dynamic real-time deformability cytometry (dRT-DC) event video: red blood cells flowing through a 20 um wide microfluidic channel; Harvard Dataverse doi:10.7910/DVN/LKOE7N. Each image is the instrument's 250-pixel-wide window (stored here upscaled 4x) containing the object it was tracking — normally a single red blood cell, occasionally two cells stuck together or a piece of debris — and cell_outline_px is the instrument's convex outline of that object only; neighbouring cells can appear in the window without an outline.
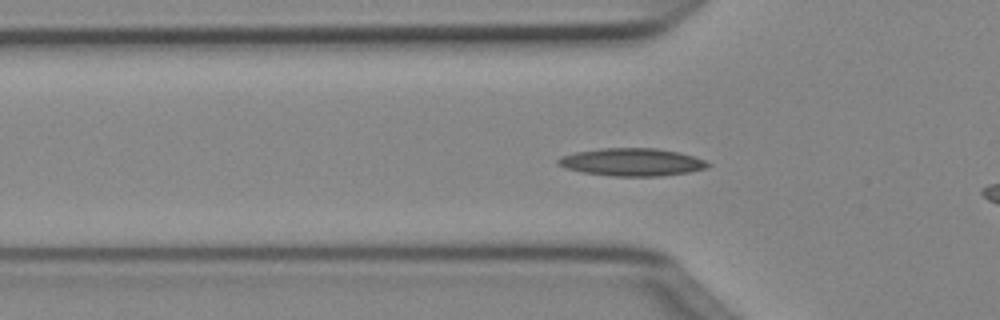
{"species": "Egyptian fruit bat (a non-hibernating species)", "species_latin": "Rousettus aegyptiacus", "temperature_condition": "cold", "stored_images_in_passage": 46, "camera_frame_rate_fps": 3000, "um_per_image_px": 0.085, "animal": {"sex": "female"}, "frame": {"image": 1, "passage_image": 11, "time_ms": 3.333, "image_size_px": [1000, 320], "cell_outline_px": [[712, 164], [708, 168], [688, 172], [660, 176], [612, 176], [584, 172], [564, 168], [556, 164], [556, 160], [560, 156], [576, 152], [600, 148], [656, 148], [680, 152], [704, 160]], "centroid_in_image_um": [53.7, 13.77], "position_along_channel_um": 72.1, "area_um2": 24.28}}
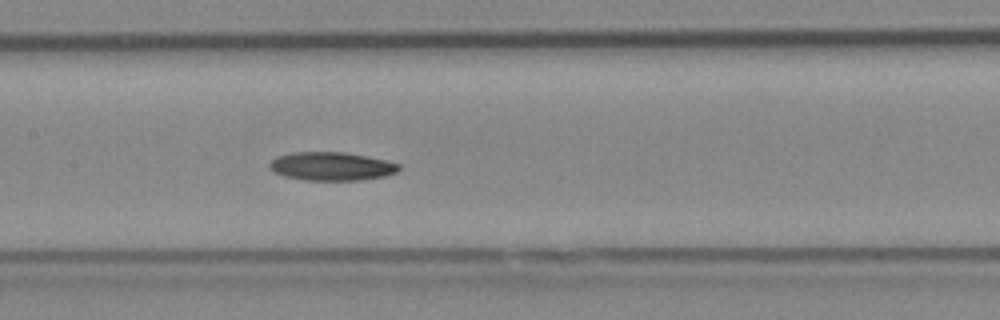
{"frame": {"image": 2, "passage_image": 19, "time_ms": 6.0, "image_size_px": [1000, 320], "cell_outline_px": [[400, 168], [396, 172], [384, 176], [360, 180], [304, 180], [284, 176], [276, 172], [268, 164], [276, 156], [292, 152], [344, 152], [388, 160], [400, 164]], "centroid_in_image_um": [28.19, 14.13], "position_along_channel_um": 179.2, "area_um2": 21.39}}
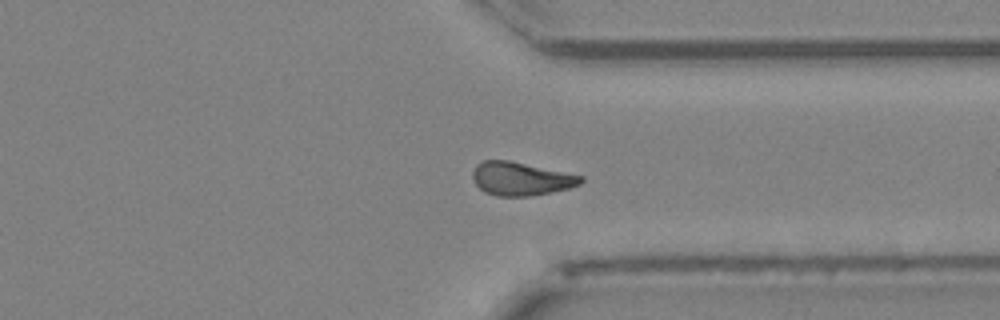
{"frame": {"image": 3, "passage_image": 33, "time_ms": 10.667, "image_size_px": [1000, 320], "cell_outline_px": [[584, 180], [580, 184], [568, 188], [552, 192], [528, 196], [496, 196], [484, 192], [476, 184], [472, 176], [472, 172], [476, 164], [484, 160], [508, 160], [584, 176]], "centroid_in_image_um": [44.26, 15.19], "position_along_channel_um": 367.1, "area_um2": 20.98}}